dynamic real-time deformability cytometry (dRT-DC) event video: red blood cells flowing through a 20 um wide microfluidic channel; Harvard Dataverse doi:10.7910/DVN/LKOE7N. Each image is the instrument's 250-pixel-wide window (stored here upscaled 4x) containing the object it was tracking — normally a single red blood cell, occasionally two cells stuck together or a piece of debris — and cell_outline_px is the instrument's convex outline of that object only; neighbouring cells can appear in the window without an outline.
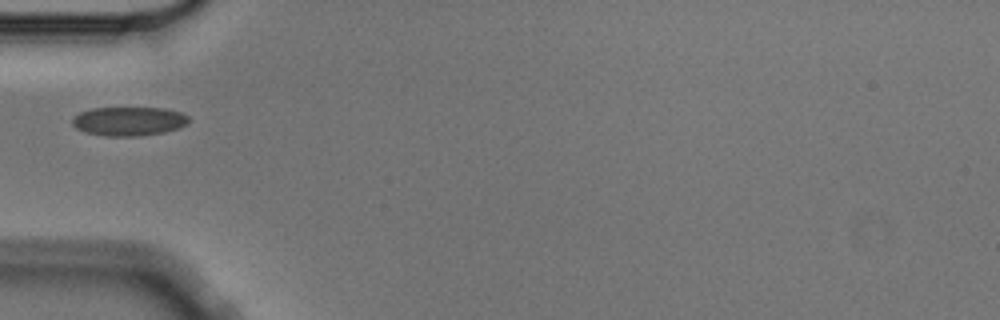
{"species": "Egyptian fruit bat (a non-hibernating species)", "species_latin": "Rousettus aegyptiacus", "temperature_condition": "cold", "stored_images_in_passage": 5, "camera_frame_rate_fps": 3000, "um_per_image_px": 0.085, "animal": {"sex": "male"}, "frame": {"image": 1, "passage_image": 1, "time_ms": 0.0, "image_size_px": [1000, 320], "cell_outline_px": [[188, 124], [180, 128], [164, 132], [140, 136], [104, 136], [84, 132], [76, 128], [72, 124], [72, 116], [80, 112], [92, 108], [164, 108], [180, 112], [188, 116]], "centroid_in_image_um": [10.93, 10.31], "position_along_channel_um": 74.1, "area_um2": 19.83}}
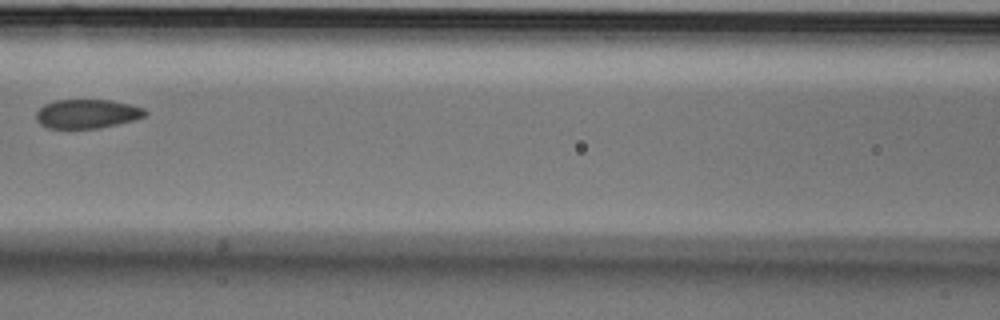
{"frame": {"image": 2, "passage_image": 3, "time_ms": 0.667, "image_size_px": [1000, 320], "cell_outline_px": [[148, 112], [144, 116], [136, 120], [100, 128], [48, 128], [40, 124], [36, 120], [36, 112], [44, 104], [56, 100], [112, 100], [132, 104], [144, 108]], "centroid_in_image_um": [7.43, 9.67], "position_along_channel_um": 159.2, "area_um2": 18.61}}
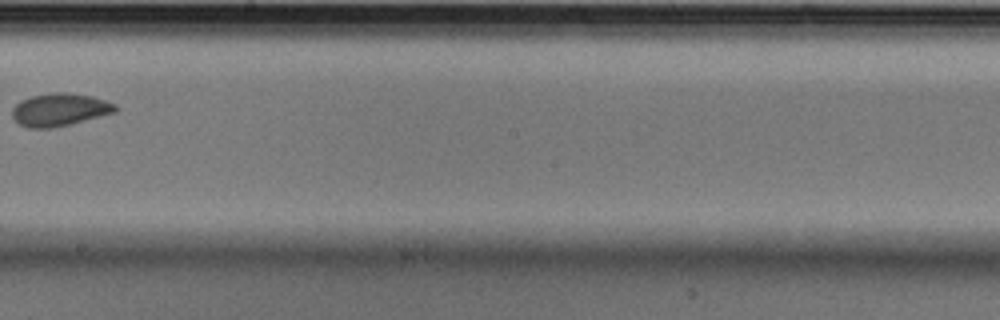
{"frame": {"image": 3, "passage_image": 5, "time_ms": 1.333, "image_size_px": [1000, 320], "cell_outline_px": [[120, 108], [116, 112], [52, 128], [28, 128], [20, 124], [12, 116], [12, 108], [20, 100], [32, 96], [52, 92], [64, 92], [92, 96], [116, 104]], "centroid_in_image_um": [5.07, 9.31], "position_along_channel_um": 243.1, "area_um2": 19.59}}